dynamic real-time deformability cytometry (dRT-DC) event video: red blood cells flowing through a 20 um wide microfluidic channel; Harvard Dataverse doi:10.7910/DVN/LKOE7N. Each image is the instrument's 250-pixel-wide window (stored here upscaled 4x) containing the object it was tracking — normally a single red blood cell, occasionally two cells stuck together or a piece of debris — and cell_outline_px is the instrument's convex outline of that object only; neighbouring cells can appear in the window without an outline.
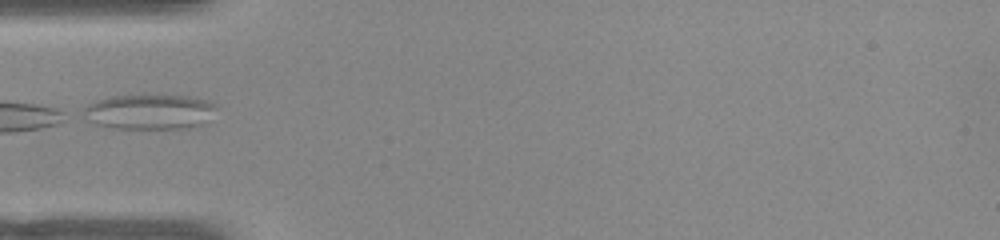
{"species": "common noctule bat (a hibernating species)", "species_latin": "Nyctalus noctula", "temperature_condition": "warm", "stored_images_in_passage": 20, "camera_frame_rate_fps": 3000, "um_per_image_px": 0.085, "animal": {"sex": "female", "body_mass_g": 22.0, "forearm_length_mm": 56.7}, "frame": {"image": 1, "passage_image": 1, "time_ms": 0.0, "image_size_px": [1000, 240], "cell_outline_px": [[216, 108], [204, 124], [188, 128], [112, 128], [96, 124], [88, 120], [80, 112], [88, 104], [96, 100], [112, 96], [188, 96], [212, 100], [216, 104]], "centroid_in_image_um": [12.71, 9.5], "position_along_channel_um": 72.3, "area_um2": 27.11}}